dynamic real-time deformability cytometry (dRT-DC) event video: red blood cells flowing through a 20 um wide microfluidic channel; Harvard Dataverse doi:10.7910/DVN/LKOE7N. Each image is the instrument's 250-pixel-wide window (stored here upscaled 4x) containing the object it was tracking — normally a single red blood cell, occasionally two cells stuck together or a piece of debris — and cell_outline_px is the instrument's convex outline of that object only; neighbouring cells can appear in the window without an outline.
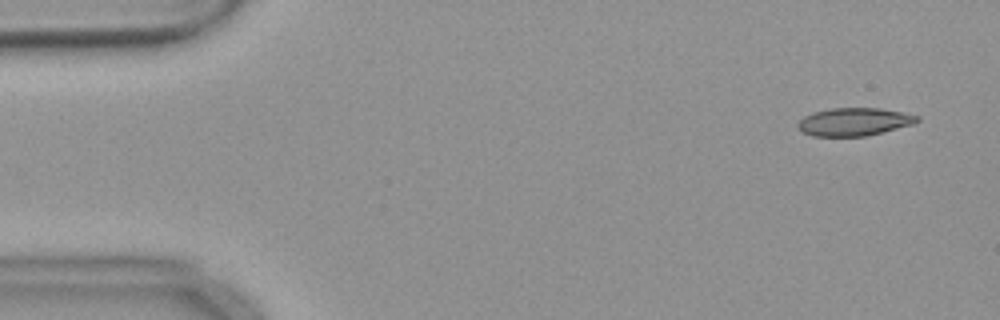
{"species": "common noctule bat (a hibernating species)", "species_latin": "Nyctalus noctula", "temperature_condition": "warm", "stored_images_in_passage": 54, "camera_frame_rate_fps": 3000, "um_per_image_px": 0.085, "animal": {"sex": "female", "body_mass_g": 18.4}, "frame": {"image": 1, "passage_image": 3, "time_ms": 0.667, "image_size_px": [1000, 320], "cell_outline_px": [[920, 120], [912, 124], [864, 136], [812, 136], [800, 132], [796, 128], [796, 124], [804, 116], [812, 112], [832, 108], [880, 108], [920, 116]], "centroid_in_image_um": [72.52, 10.35], "position_along_channel_um": 12.5, "area_um2": 19.36}}
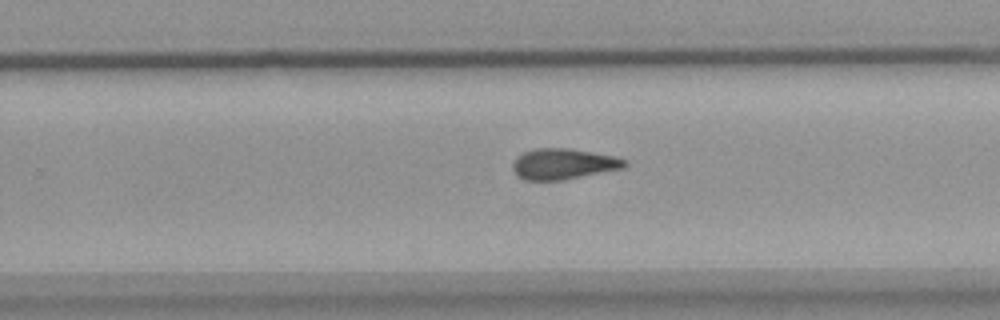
{"frame": {"image": 2, "passage_image": 34, "time_ms": 11.0, "image_size_px": [1000, 320], "cell_outline_px": [[628, 164], [624, 168], [564, 180], [524, 180], [516, 176], [512, 168], [512, 160], [516, 156], [532, 148], [568, 148], [616, 156], [628, 160]], "centroid_in_image_um": [47.87, 13.93], "position_along_channel_um": 281.9, "area_um2": 20.46}}
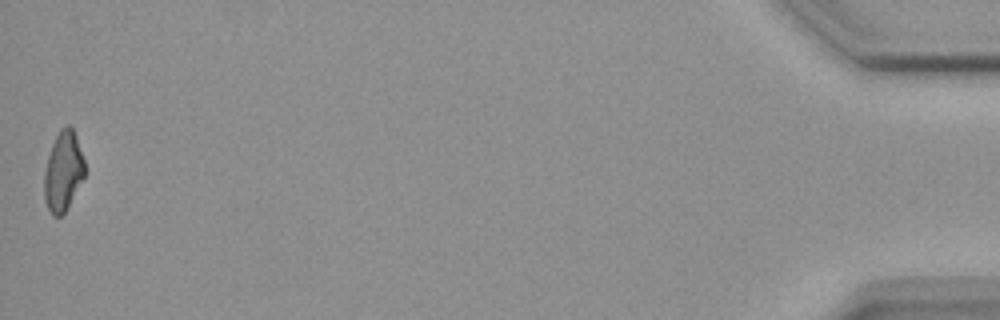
{"frame": {"image": 3, "passage_image": 54, "time_ms": 17.667, "image_size_px": [1000, 320], "cell_outline_px": [[84, 176], [64, 212], [60, 216], [52, 216], [44, 200], [44, 172], [48, 156], [52, 144], [60, 128], [64, 124], [68, 124], [72, 128], [76, 136], [84, 160]], "centroid_in_image_um": [5.35, 14.53], "position_along_channel_um": 429.9, "area_um2": 18.55}, "authors_computed_cell_mechanics": {"area_um2": 20.0855, "velocity_mm_per_s": 3.69, "shape_relaxation_time_tau1_ms": null, "shape_relaxation_time_tau2_ms": 6.1661, "deformation_change_tau1": null, "deformation_change_tau2": 0.1601}}